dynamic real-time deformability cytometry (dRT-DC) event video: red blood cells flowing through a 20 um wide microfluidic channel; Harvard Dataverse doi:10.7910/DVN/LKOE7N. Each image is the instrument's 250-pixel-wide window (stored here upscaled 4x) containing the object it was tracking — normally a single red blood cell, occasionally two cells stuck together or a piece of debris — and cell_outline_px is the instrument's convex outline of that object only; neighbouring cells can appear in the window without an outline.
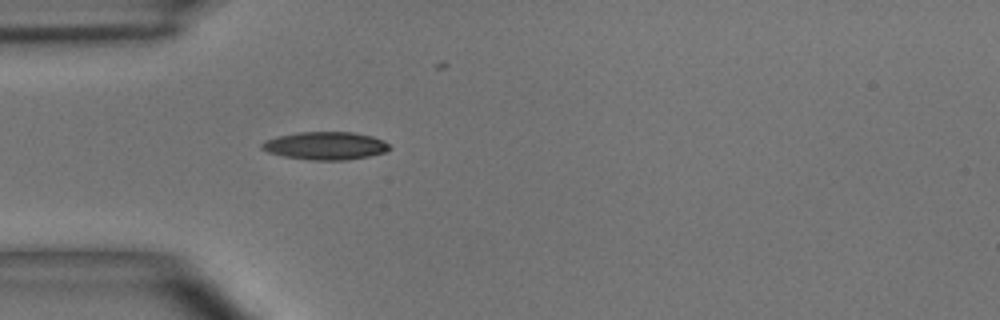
{"species": "common noctule bat (a hibernating species)", "species_latin": "Nyctalus noctula", "temperature_condition": "room temperature", "stored_images_in_passage": 2, "camera_frame_rate_fps": 3000, "um_per_image_px": 0.085, "animal": {"sex": "male", "body_mass_g": 15.6}, "frame": {"image": 1, "passage_image": 2, "time_ms": 2.0, "image_size_px": [1000, 320], "cell_outline_px": [[392, 148], [384, 152], [368, 156], [348, 160], [312, 160], [284, 156], [268, 152], [260, 148], [260, 144], [264, 140], [276, 136], [300, 132], [352, 132], [372, 136], [384, 140]], "centroid_in_image_um": [27.64, 12.38], "position_along_channel_um": 57.4, "area_um2": 20.81}}